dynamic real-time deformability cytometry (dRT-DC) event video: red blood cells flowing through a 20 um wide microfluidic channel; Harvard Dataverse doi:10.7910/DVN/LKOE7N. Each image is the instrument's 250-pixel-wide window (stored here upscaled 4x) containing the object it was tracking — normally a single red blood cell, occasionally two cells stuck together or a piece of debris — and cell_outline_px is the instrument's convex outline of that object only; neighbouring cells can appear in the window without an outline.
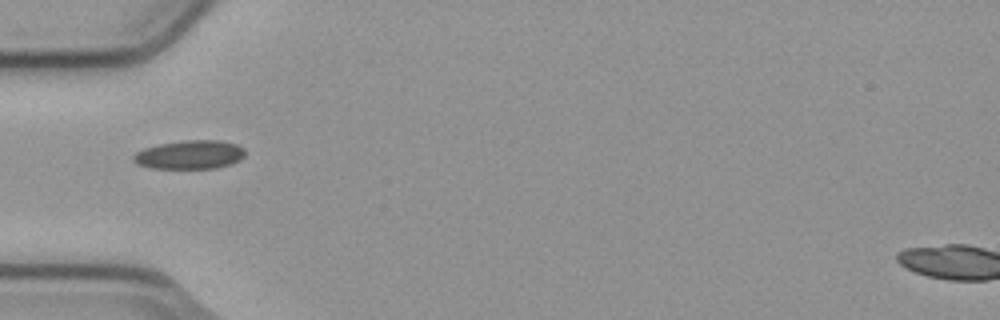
{"species": "common noctule bat (a hibernating species)", "species_latin": "Nyctalus noctula", "temperature_condition": "cold", "stored_images_in_passage": 3, "camera_frame_rate_fps": 3000, "um_per_image_px": 0.085, "animal": {"sex": "male", "body_mass_g": 23.1, "forearm_length_mm": 52.7}, "frame": {"image": 1, "passage_image": 1, "time_ms": 0.0, "image_size_px": [1000, 320], "cell_outline_px": [[244, 156], [240, 160], [216, 168], [152, 168], [136, 164], [132, 160], [132, 156], [136, 152], [144, 148], [160, 144], [184, 140], [220, 140], [236, 144], [244, 148]], "centroid_in_image_um": [16.11, 13.14], "position_along_channel_um": 68.9, "area_um2": 18.67}}
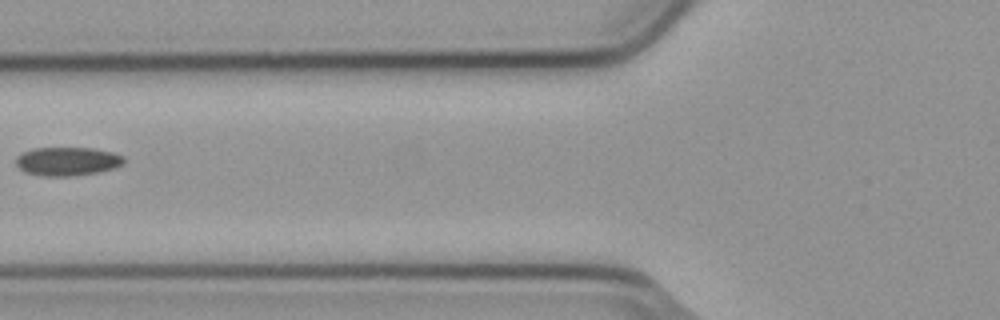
{"frame": {"image": 2, "passage_image": 2, "time_ms": 0.333, "image_size_px": [1000, 320], "cell_outline_px": [[124, 164], [112, 168], [96, 172], [68, 176], [44, 176], [24, 172], [16, 164], [16, 156], [20, 152], [32, 148], [92, 148], [112, 152], [124, 156]], "centroid_in_image_um": [5.68, 13.7], "position_along_channel_um": 120.1, "area_um2": 17.98}}
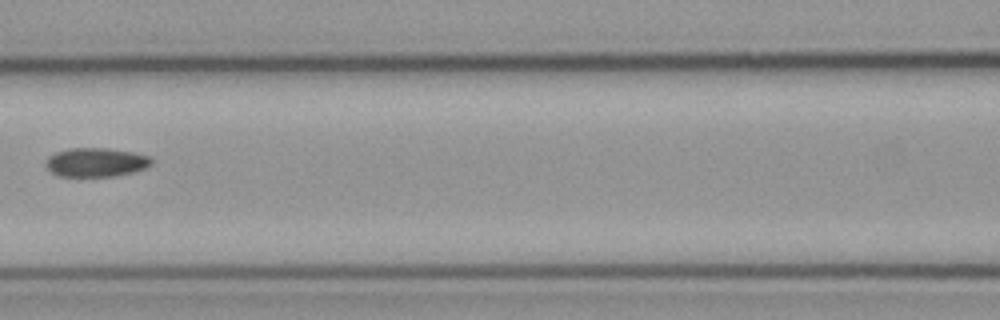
{"frame": {"image": 3, "passage_image": 3, "time_ms": 0.667, "image_size_px": [1000, 320], "cell_outline_px": [[152, 164], [144, 168], [132, 172], [116, 176], [56, 176], [48, 168], [48, 156], [56, 152], [72, 148], [108, 148], [132, 152], [148, 156], [152, 160]], "centroid_in_image_um": [8.17, 13.79], "position_along_channel_um": 158.4, "area_um2": 17.57}}